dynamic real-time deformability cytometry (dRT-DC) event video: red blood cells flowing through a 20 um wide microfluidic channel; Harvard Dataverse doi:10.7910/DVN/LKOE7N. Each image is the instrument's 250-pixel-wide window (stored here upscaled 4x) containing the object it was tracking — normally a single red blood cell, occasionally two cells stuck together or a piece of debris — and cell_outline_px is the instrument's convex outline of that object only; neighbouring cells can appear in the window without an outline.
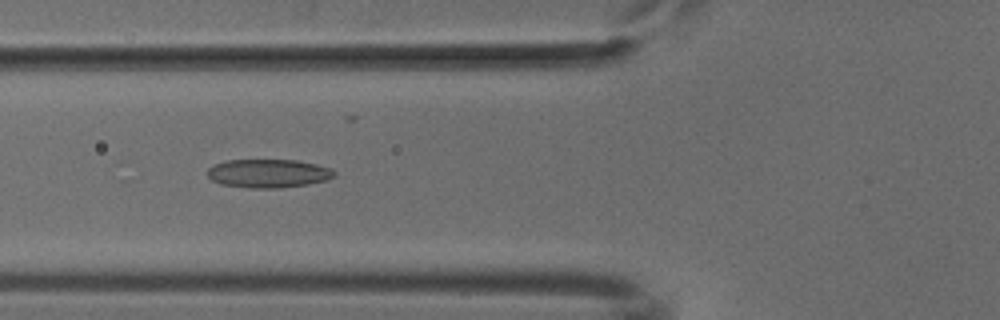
{"species": "common noctule bat (a hibernating species)", "species_latin": "Nyctalus noctula", "temperature_condition": "cold", "stored_images_in_passage": 53, "camera_frame_rate_fps": 3000, "um_per_image_px": 0.085, "animal": {"sex": "male", "body_mass_g": 18.8}, "frame": {"image": 1, "passage_image": 20, "time_ms": 6.333, "image_size_px": [1000, 320], "cell_outline_px": [[336, 176], [328, 180], [308, 184], [280, 188], [252, 188], [220, 184], [212, 180], [208, 176], [208, 168], [224, 160], [296, 160], [316, 164], [332, 168], [336, 172]], "centroid_in_image_um": [22.85, 14.74], "position_along_channel_um": 103.0, "area_um2": 21.21}}
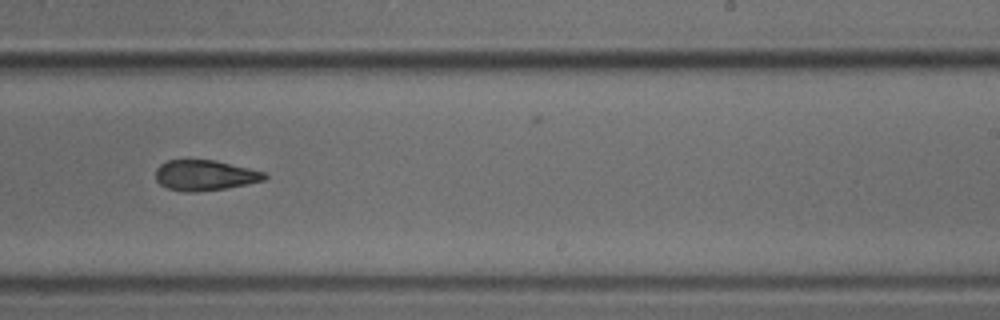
{"frame": {"image": 2, "passage_image": 33, "time_ms": 10.667, "image_size_px": [1000, 320], "cell_outline_px": [[268, 176], [264, 180], [248, 184], [224, 188], [196, 192], [184, 192], [168, 188], [160, 184], [156, 180], [156, 168], [160, 164], [168, 160], [216, 160], [264, 172]], "centroid_in_image_um": [17.4, 14.9], "position_along_channel_um": 271.6, "area_um2": 19.25}}
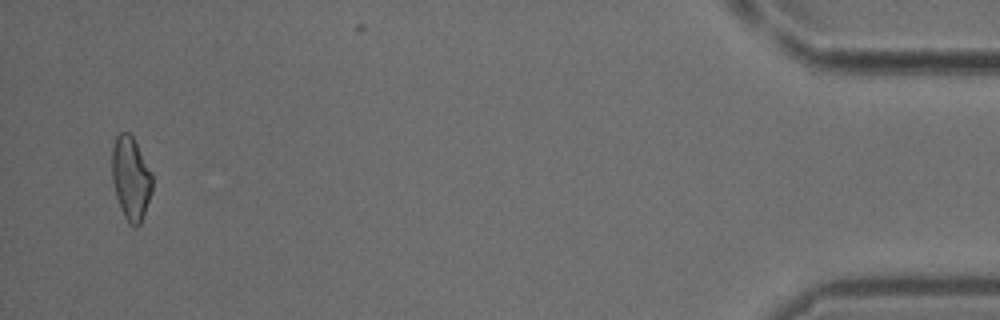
{"frame": {"image": 3, "passage_image": 51, "time_ms": 16.667, "image_size_px": [1000, 320], "cell_outline_px": [[152, 192], [140, 224], [136, 228], [128, 224], [120, 208], [116, 196], [112, 180], [112, 148], [116, 136], [120, 132], [128, 132], [132, 136], [152, 172]], "centroid_in_image_um": [11.12, 15.17], "position_along_channel_um": 424.1, "area_um2": 19.65}}